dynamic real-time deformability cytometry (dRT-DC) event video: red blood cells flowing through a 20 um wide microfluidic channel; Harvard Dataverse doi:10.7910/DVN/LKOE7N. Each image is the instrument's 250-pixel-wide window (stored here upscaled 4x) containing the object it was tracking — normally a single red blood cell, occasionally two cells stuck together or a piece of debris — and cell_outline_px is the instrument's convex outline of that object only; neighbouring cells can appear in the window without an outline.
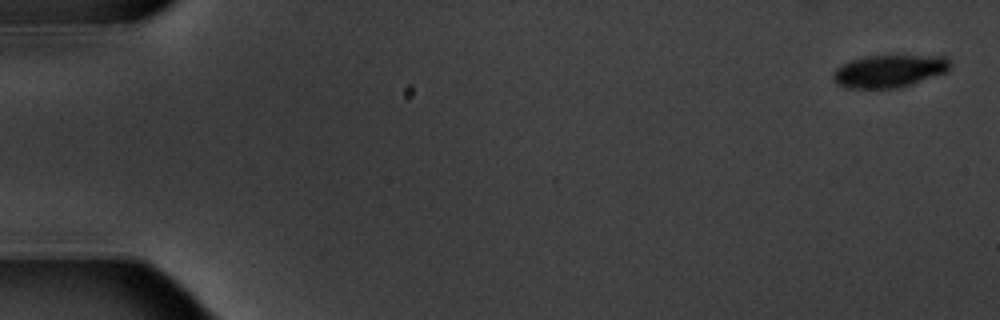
{"species": "common noctule bat (a hibernating species)", "species_latin": "Nyctalus noctula", "temperature_condition": "warm", "stored_images_in_passage": 9, "camera_frame_rate_fps": 3000, "um_per_image_px": 0.085, "animal": {"sex": "male", "body_mass_g": 20.1, "forearm_length_mm": 53.5}, "frame": {"image": 1, "passage_image": 1, "time_ms": 0.0, "image_size_px": [1000, 320], "cell_outline_px": [[952, 64], [944, 72], [912, 84], [896, 88], [848, 88], [836, 84], [832, 76], [832, 72], [840, 64], [864, 56], [944, 56]], "centroid_in_image_um": [75.51, 6.04], "position_along_channel_um": 9.5, "area_um2": 22.02}}
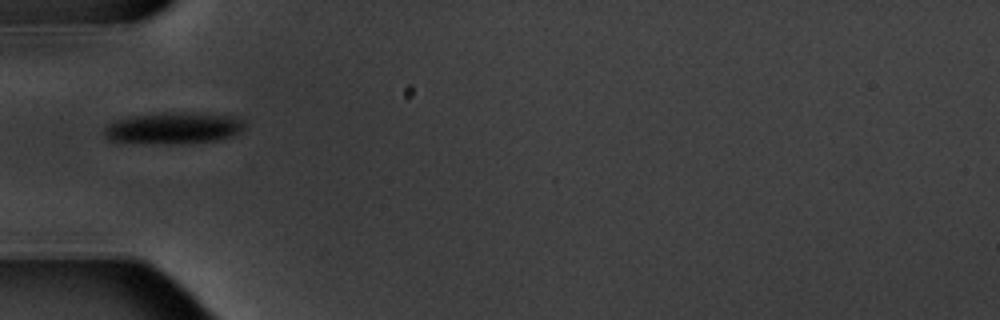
{"frame": {"image": 2, "passage_image": 6, "time_ms": 6.0, "image_size_px": [1000, 320], "cell_outline_px": [[244, 128], [240, 132], [232, 136], [216, 140], [168, 144], [112, 140], [104, 132], [104, 128], [108, 124], [116, 120], [128, 116], [168, 112], [204, 112], [240, 116], [244, 120]], "centroid_in_image_um": [14.85, 10.84], "position_along_channel_um": 70.1, "area_um2": 25.95}}